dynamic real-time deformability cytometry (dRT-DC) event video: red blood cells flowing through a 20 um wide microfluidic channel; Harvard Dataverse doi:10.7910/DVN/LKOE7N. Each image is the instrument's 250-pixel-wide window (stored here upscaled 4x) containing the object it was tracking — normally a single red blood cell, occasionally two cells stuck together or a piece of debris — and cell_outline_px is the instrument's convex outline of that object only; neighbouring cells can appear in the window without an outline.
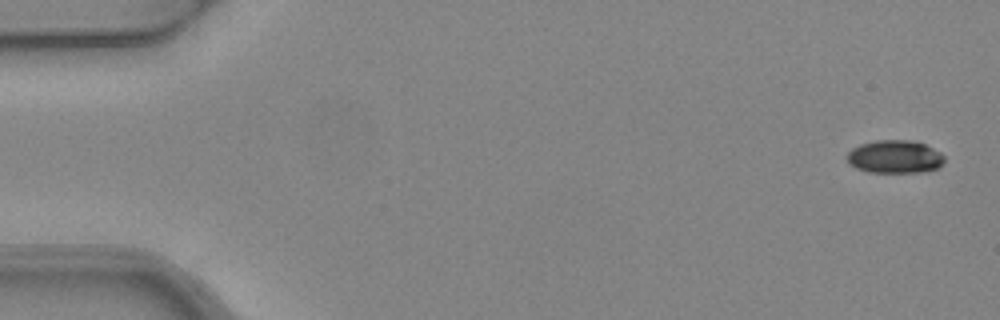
{"species": "common noctule bat (a hibernating species)", "species_latin": "Nyctalus noctula", "temperature_condition": "warm", "stored_images_in_passage": 2, "camera_frame_rate_fps": 3000, "um_per_image_px": 0.085, "animal": {"sex": "female", "body_mass_g": 24.6, "forearm_length_mm": 56.2}, "frame": {"image": 1, "passage_image": 1, "time_ms": 0.0, "image_size_px": [1000, 320], "cell_outline_px": [[944, 160], [936, 168], [924, 172], [868, 172], [856, 168], [848, 164], [848, 152], [852, 148], [860, 144], [876, 140], [912, 140], [924, 144], [940, 152], [944, 156]], "centroid_in_image_um": [76.03, 13.32], "position_along_channel_um": 9.0, "area_um2": 18.67}}